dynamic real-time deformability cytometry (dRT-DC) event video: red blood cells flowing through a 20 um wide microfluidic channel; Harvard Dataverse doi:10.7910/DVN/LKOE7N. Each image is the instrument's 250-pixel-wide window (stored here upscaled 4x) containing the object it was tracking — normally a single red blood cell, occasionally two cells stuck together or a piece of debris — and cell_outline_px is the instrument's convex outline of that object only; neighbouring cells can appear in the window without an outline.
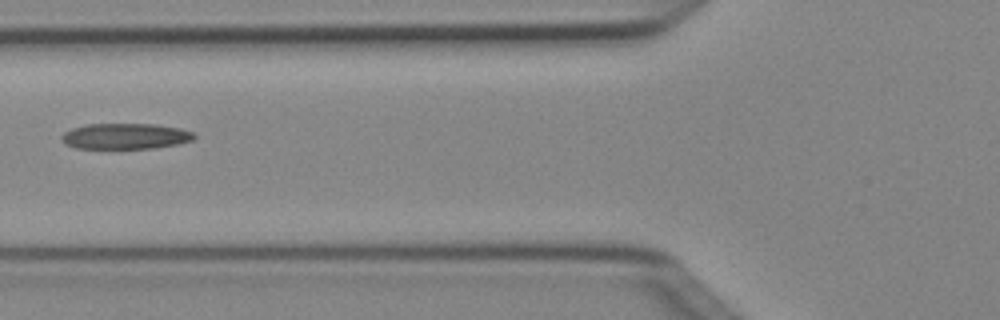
{"species": "Egyptian fruit bat (a non-hibernating species)", "species_latin": "Rousettus aegyptiacus", "temperature_condition": "cold", "stored_images_in_passage": 4, "camera_frame_rate_fps": 3000, "um_per_image_px": 0.085, "animal": {"sex": "female"}, "frame": {"image": 1, "passage_image": 4, "time_ms": 1.0, "image_size_px": [1000, 320], "cell_outline_px": [[196, 136], [192, 140], [180, 144], [152, 148], [76, 148], [64, 144], [60, 136], [64, 132], [72, 128], [88, 124], [152, 124], [180, 128], [196, 132]], "centroid_in_image_um": [10.67, 11.57], "position_along_channel_um": 115.1, "area_um2": 20.0}}